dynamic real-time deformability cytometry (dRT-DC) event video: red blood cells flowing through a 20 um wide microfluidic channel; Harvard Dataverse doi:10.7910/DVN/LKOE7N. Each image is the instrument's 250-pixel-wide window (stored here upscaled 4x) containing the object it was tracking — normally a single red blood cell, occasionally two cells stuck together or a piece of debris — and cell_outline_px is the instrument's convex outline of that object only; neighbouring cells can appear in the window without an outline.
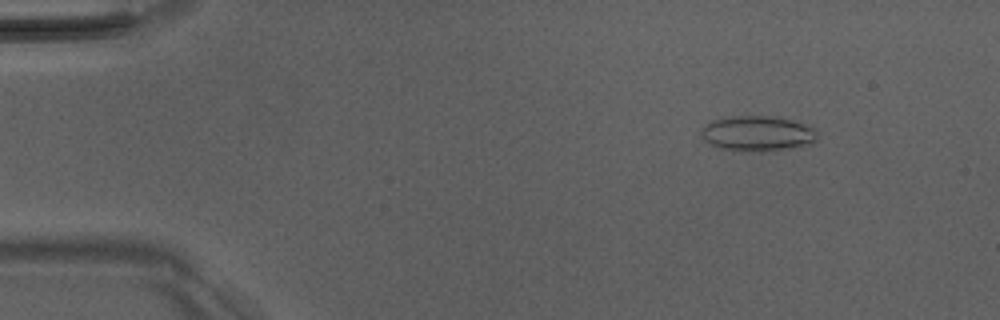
{"species": "Egyptian fruit bat (a non-hibernating species)", "species_latin": "Rousettus aegyptiacus", "temperature_condition": "room temperature", "stored_images_in_passage": 5, "camera_frame_rate_fps": 3000, "um_per_image_px": 0.085, "animal": {"sex": "male"}, "frame": {"image": 1, "passage_image": 2, "time_ms": 1.333, "image_size_px": [1000, 320], "cell_outline_px": [[816, 140], [812, 144], [780, 148], [744, 152], [720, 148], [704, 140], [700, 136], [700, 132], [712, 120], [732, 116], [772, 116], [804, 124], [816, 128]], "centroid_in_image_um": [64.36, 11.34], "position_along_channel_um": 20.6, "area_um2": 23.35}}